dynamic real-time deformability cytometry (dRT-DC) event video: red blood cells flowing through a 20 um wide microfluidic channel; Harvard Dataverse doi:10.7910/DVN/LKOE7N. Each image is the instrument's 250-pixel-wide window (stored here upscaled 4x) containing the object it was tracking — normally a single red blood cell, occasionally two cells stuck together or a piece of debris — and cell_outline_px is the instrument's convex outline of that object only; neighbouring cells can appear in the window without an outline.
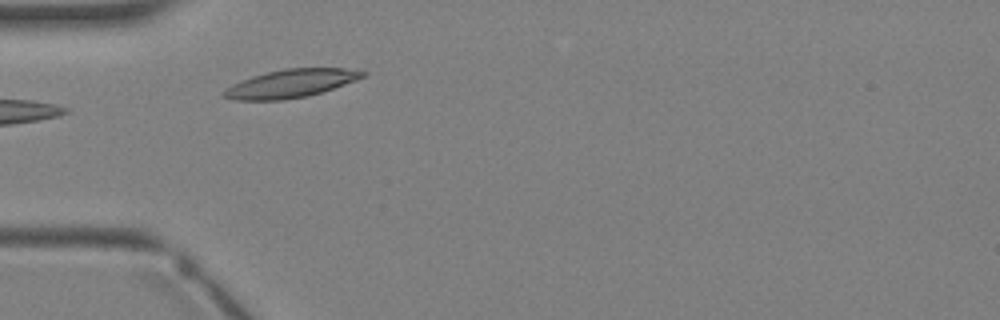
{"species": "Egyptian fruit bat (a non-hibernating species)", "species_latin": "Rousettus aegyptiacus", "temperature_condition": "warm", "stored_images_in_passage": 4, "camera_frame_rate_fps": 3000, "um_per_image_px": 0.085, "animal": {"sex": "female"}, "frame": {"image": 1, "passage_image": 3, "time_ms": 3.333, "image_size_px": [1000, 320], "cell_outline_px": [[368, 72], [364, 76], [356, 80], [308, 96], [284, 100], [232, 100], [220, 96], [220, 92], [232, 84], [240, 80], [252, 76], [284, 68], [344, 68]], "centroid_in_image_um": [24.64, 7.1], "position_along_channel_um": 60.4, "area_um2": 22.83}}
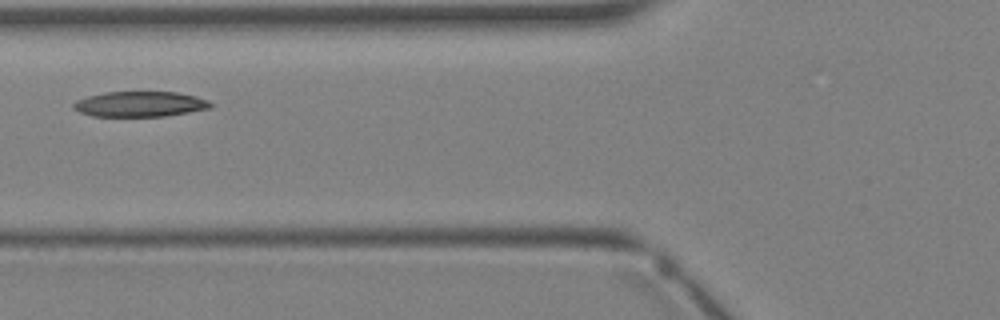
{"frame": {"image": 2, "passage_image": 4, "time_ms": 4.333, "image_size_px": [1000, 320], "cell_outline_px": [[212, 108], [164, 116], [92, 116], [80, 112], [72, 108], [72, 104], [76, 100], [88, 96], [104, 92], [176, 92], [196, 96], [208, 100], [212, 104]], "centroid_in_image_um": [11.88, 8.84], "position_along_channel_um": 113.9, "area_um2": 20.23}}